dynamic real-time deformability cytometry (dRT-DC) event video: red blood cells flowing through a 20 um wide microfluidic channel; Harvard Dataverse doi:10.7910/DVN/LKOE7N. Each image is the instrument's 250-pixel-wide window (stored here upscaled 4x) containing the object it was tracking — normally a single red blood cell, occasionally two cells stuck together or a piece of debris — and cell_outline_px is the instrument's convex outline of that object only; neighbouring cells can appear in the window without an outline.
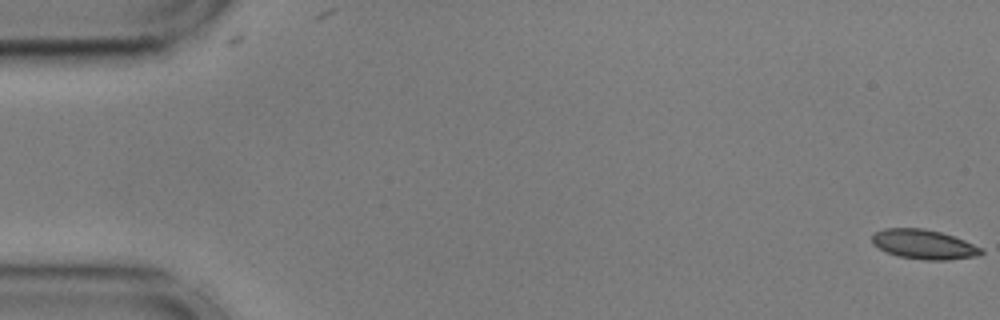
{"species": "common noctule bat (a hibernating species)", "species_latin": "Nyctalus noctula", "temperature_condition": "cold", "stored_images_in_passage": 57, "camera_frame_rate_fps": 3000, "um_per_image_px": 0.085, "animal": {"sex": "male", "body_mass_g": 17.9, "forearm_length_mm": 54.2}, "frame": {"image": 1, "passage_image": 1, "time_ms": 0.0, "image_size_px": [1000, 320], "cell_outline_px": [[984, 252], [980, 256], [948, 260], [924, 260], [900, 256], [888, 252], [872, 244], [872, 236], [876, 232], [884, 228], [924, 228], [940, 232], [964, 240], [980, 248]], "centroid_in_image_um": [78.54, 20.77], "position_along_channel_um": 6.5, "area_um2": 18.61}}
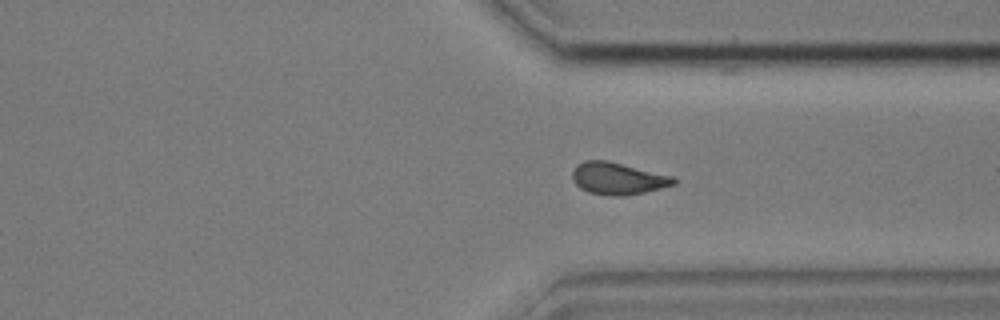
{"frame": {"image": 2, "passage_image": 42, "time_ms": 13.667, "image_size_px": [1000, 320], "cell_outline_px": [[676, 184], [644, 192], [624, 196], [608, 196], [588, 192], [580, 188], [572, 180], [572, 172], [576, 164], [584, 160], [608, 160], [676, 176]], "centroid_in_image_um": [52.52, 15.16], "position_along_channel_um": 358.9, "area_um2": 19.31}}
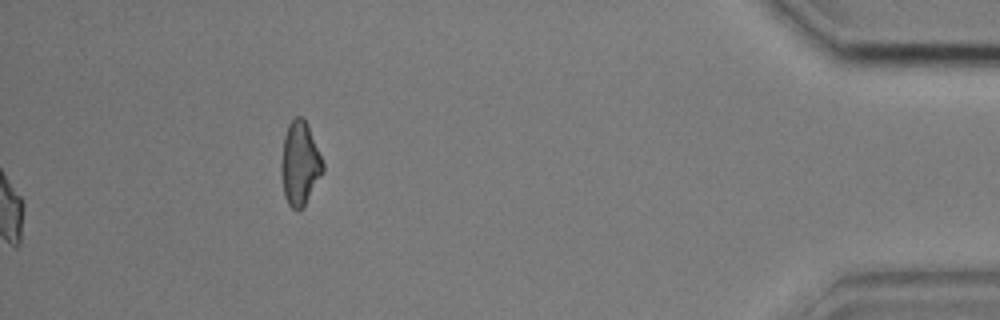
{"frame": {"image": 3, "passage_image": 57, "time_ms": 18.667, "image_size_px": [1000, 320], "cell_outline_px": [[324, 172], [304, 208], [296, 212], [288, 204], [284, 196], [280, 172], [280, 164], [284, 136], [288, 124], [296, 116], [300, 116], [308, 124], [324, 164]], "centroid_in_image_um": [25.48, 13.95], "position_along_channel_um": 409.7, "area_um2": 20.75}, "authors_computed_cell_mechanics": {"area_um2": 18.8428, "velocity_mm_per_s": 3.6057, "shape_relaxation_time_tau1_ms": 11.056, "shape_relaxation_time_tau2_ms": 4.6239, "deformation_change_tau1": 0.1585, "deformation_change_tau2": 0.0874}}